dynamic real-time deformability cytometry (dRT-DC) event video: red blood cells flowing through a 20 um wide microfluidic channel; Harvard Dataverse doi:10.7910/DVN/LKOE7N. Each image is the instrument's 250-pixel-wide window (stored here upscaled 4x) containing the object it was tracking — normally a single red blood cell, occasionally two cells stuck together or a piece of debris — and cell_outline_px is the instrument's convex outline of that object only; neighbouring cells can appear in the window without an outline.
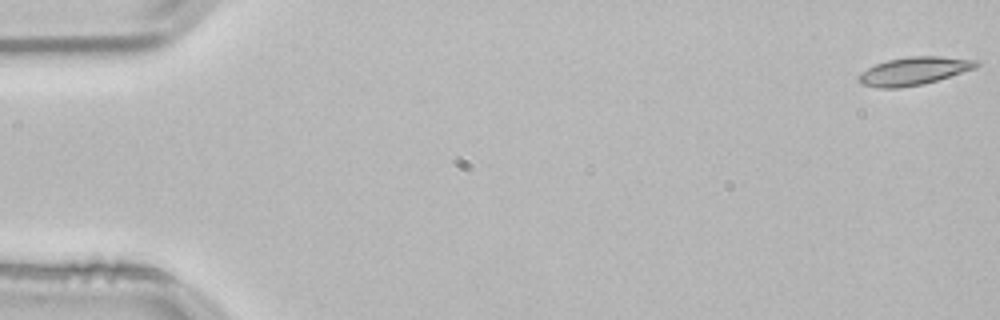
{"species": "common noctule bat (a hibernating species)", "species_latin": "Nyctalus noctula", "temperature_condition": "room temperature", "stored_images_in_passage": 9, "camera_frame_rate_fps": 3000, "um_per_image_px": 0.085, "animal": {"sex": "male", "body_mass_g": 21.5, "forearm_length_mm": 52.0}, "frame": {"image": 1, "passage_image": 1, "time_ms": 0.0, "image_size_px": [1000, 320], "cell_outline_px": [[980, 64], [976, 68], [936, 80], [920, 84], [900, 88], [876, 88], [860, 84], [856, 76], [860, 72], [876, 64], [888, 60], [908, 56], [940, 56], [980, 60]], "centroid_in_image_um": [77.66, 6.03], "position_along_channel_um": 7.3, "area_um2": 19.25}}